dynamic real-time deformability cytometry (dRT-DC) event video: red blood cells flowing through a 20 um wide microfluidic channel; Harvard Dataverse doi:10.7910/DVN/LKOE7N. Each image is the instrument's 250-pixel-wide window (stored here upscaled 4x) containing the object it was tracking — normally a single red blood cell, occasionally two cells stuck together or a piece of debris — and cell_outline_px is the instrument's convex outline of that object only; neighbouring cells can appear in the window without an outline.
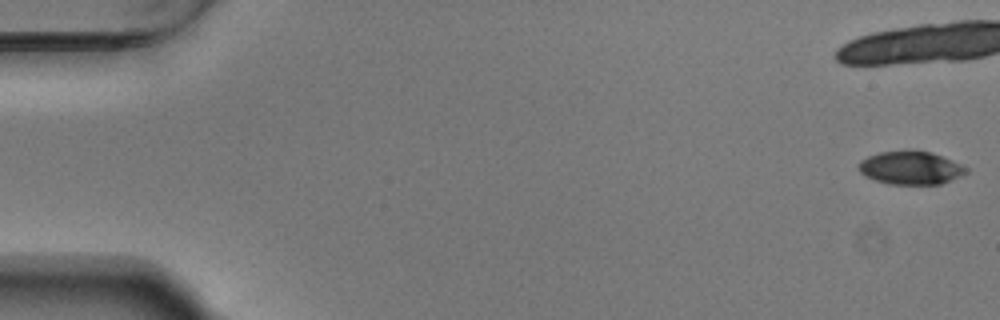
{"species": "Egyptian fruit bat (a non-hibernating species)", "species_latin": "Rousettus aegyptiacus", "temperature_condition": "warm", "stored_images_in_passage": 20, "camera_frame_rate_fps": 3000, "um_per_image_px": 0.085, "animal": {"sex": "male"}, "frame": {"image": 1, "passage_image": 1, "time_ms": 0.0, "image_size_px": [1000, 320], "cell_outline_px": [[968, 172], [960, 176], [940, 184], [888, 184], [876, 180], [860, 172], [860, 160], [868, 156], [880, 152], [932, 152], [952, 160], [968, 168]], "centroid_in_image_um": [77.44, 14.28], "position_along_channel_um": 7.6, "area_um2": 20.23}}